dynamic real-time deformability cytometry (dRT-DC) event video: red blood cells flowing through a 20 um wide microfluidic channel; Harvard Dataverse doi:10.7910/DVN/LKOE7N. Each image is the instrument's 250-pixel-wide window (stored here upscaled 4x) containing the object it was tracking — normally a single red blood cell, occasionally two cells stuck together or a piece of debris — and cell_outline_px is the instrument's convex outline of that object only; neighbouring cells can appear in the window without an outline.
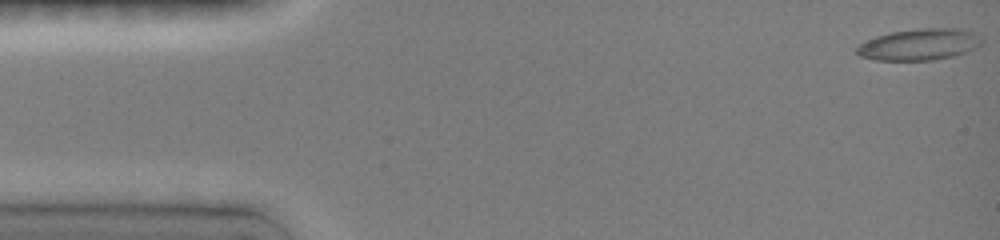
{"species": "common noctule bat (a hibernating species)", "species_latin": "Nyctalus noctula", "temperature_condition": "room temperature", "stored_images_in_passage": 7, "camera_frame_rate_fps": 3000, "um_per_image_px": 0.085, "animal": {"sex": "female", "body_mass_g": 19.0, "forearm_length_mm": 51.5}, "frame": {"image": 1, "passage_image": 1, "time_ms": 0.0, "image_size_px": [1000, 240], "cell_outline_px": [[984, 44], [976, 48], [952, 56], [932, 60], [876, 60], [860, 56], [856, 52], [856, 48], [860, 44], [876, 36], [892, 32], [916, 28], [968, 28], [984, 36]], "centroid_in_image_um": [78.25, 3.75], "position_along_channel_um": 6.7, "area_um2": 23.29}}
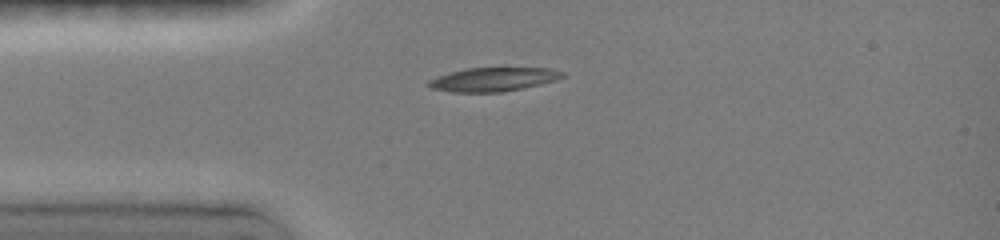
{"frame": {"image": 2, "passage_image": 6, "time_ms": 3.667, "image_size_px": [1000, 240], "cell_outline_px": [[564, 76], [556, 80], [540, 84], [500, 92], [452, 92], [432, 88], [428, 84], [428, 80], [452, 72], [468, 68], [544, 68], [564, 72]], "centroid_in_image_um": [41.93, 6.75], "position_along_channel_um": 43.1, "area_um2": 18.09}}